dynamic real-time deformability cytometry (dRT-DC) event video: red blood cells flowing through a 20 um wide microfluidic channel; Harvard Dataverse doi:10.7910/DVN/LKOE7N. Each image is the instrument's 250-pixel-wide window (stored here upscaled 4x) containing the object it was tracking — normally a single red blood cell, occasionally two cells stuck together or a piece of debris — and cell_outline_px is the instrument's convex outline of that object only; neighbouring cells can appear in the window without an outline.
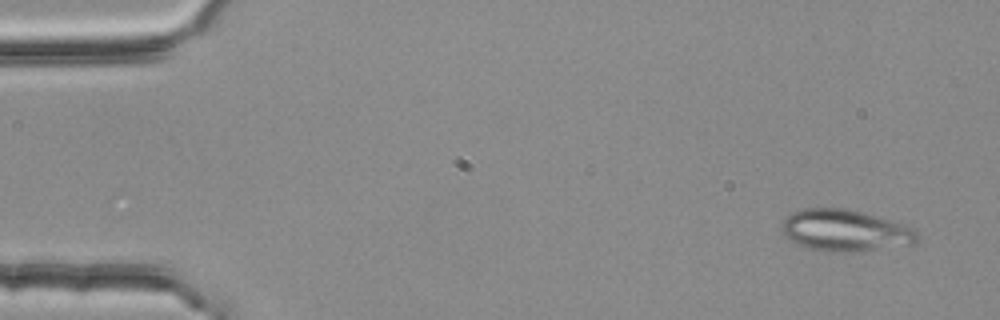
{"species": "common noctule bat (a hibernating species)", "species_latin": "Nyctalus noctula", "temperature_condition": "room temperature", "stored_images_in_passage": 5, "camera_frame_rate_fps": 3000, "um_per_image_px": 0.085, "animal": {"sex": "female", "body_mass_g": 25.1}, "frame": {"image": 1, "passage_image": 1, "time_ms": 0.0, "image_size_px": [1000, 320], "cell_outline_px": [[916, 244], [852, 252], [824, 252], [804, 248], [784, 236], [780, 228], [780, 224], [784, 216], [792, 212], [804, 208], [848, 208], [876, 216], [900, 224], [916, 232]], "centroid_in_image_um": [71.71, 19.6], "position_along_channel_um": 13.3, "area_um2": 33.0}}